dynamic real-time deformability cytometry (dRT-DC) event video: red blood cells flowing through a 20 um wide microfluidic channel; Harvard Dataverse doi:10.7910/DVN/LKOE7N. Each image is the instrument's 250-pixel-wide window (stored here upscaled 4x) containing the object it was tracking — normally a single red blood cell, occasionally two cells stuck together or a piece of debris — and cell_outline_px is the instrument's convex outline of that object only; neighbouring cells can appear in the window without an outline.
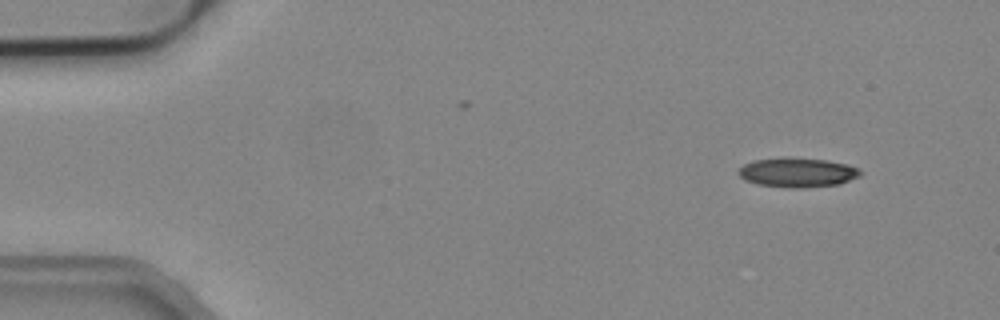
{"species": "common noctule bat (a hibernating species)", "species_latin": "Nyctalus noctula", "temperature_condition": "cold", "stored_images_in_passage": 4, "camera_frame_rate_fps": 3000, "um_per_image_px": 0.085, "animal": {"sex": "male", "body_mass_g": 19.2, "forearm_length_mm": 51.8}, "frame": {"image": 1, "passage_image": 1, "time_ms": 0.0, "image_size_px": [1000, 320], "cell_outline_px": [[860, 176], [840, 184], [804, 188], [788, 188], [756, 184], [744, 180], [736, 172], [744, 164], [752, 160], [784, 156], [828, 160], [848, 164], [856, 168], [860, 172]], "centroid_in_image_um": [67.73, 14.65], "position_along_channel_um": 17.3, "area_um2": 21.33}}
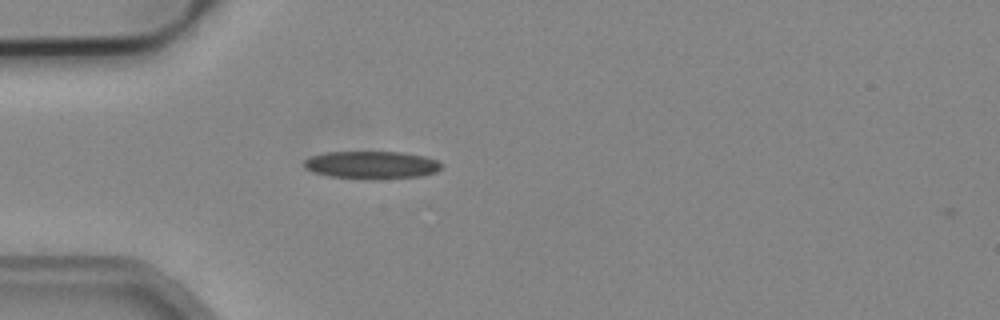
{"frame": {"image": 2, "passage_image": 4, "time_ms": 1.0, "image_size_px": [1000, 320], "cell_outline_px": [[440, 168], [436, 172], [420, 176], [372, 180], [368, 180], [332, 176], [312, 172], [304, 168], [304, 160], [312, 156], [324, 152], [400, 152], [424, 156], [436, 160], [440, 164]], "centroid_in_image_um": [31.55, 14.03], "position_along_channel_um": 53.4, "area_um2": 22.2}}